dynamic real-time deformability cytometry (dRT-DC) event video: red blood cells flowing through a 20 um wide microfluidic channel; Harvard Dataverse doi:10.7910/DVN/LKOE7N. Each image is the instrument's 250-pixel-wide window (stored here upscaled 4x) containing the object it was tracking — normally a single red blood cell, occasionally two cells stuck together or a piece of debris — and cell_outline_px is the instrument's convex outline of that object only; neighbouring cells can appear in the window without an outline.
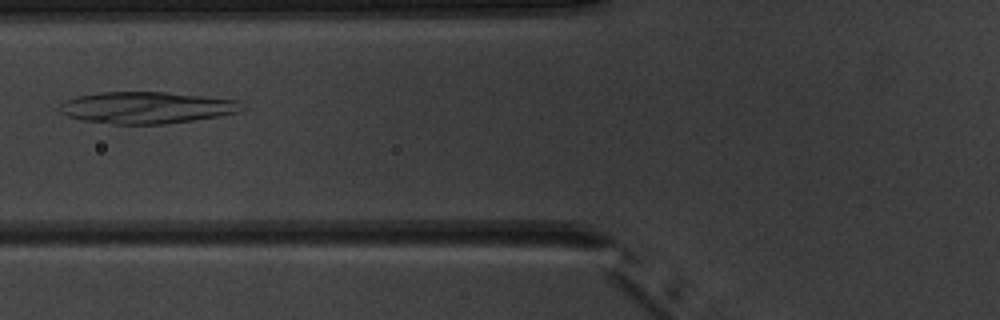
{"species": "common noctule bat (a hibernating species)", "species_latin": "Nyctalus noctula", "temperature_condition": "warm", "stored_images_in_passage": 6, "camera_frame_rate_fps": 3000, "um_per_image_px": 0.085, "animal": {"sex": "male", "body_mass_g": 20.1, "forearm_length_mm": 53.5}, "frame": {"image": 1, "passage_image": 6, "time_ms": 5.667, "image_size_px": [1000, 320], "cell_outline_px": [[244, 108], [240, 112], [220, 116], [164, 124], [112, 124], [80, 120], [68, 116], [60, 112], [60, 104], [76, 96], [100, 92], [164, 92], [204, 96], [236, 100]], "centroid_in_image_um": [12.45, 9.15], "position_along_channel_um": 113.4, "area_um2": 33.58}}